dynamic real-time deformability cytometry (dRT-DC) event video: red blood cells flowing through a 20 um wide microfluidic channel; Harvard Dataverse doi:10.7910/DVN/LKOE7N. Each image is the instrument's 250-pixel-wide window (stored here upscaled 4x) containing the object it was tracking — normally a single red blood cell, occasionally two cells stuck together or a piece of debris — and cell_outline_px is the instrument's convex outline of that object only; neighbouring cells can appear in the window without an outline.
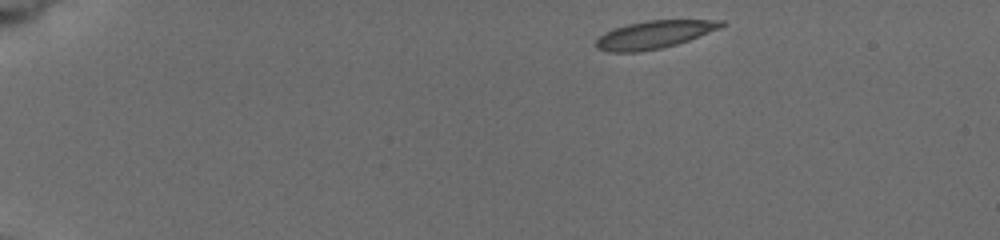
{"species": "common noctule bat (a hibernating species)", "species_latin": "Nyctalus noctula", "temperature_condition": "cold", "stored_images_in_passage": 13, "camera_frame_rate_fps": 3000, "um_per_image_px": 0.085, "animal": {"sex": "female", "body_mass_g": 19.5, "forearm_length_mm": 54.1}, "frame": {"image": 1, "passage_image": 1, "time_ms": 0.0, "image_size_px": [1000, 240], "cell_outline_px": [[728, 24], [720, 28], [688, 40], [676, 44], [660, 48], [640, 52], [608, 52], [596, 48], [596, 40], [604, 32], [612, 28], [628, 24], [648, 20], [724, 20]], "centroid_in_image_um": [55.59, 2.94], "position_along_channel_um": 29.4, "area_um2": 20.29}}
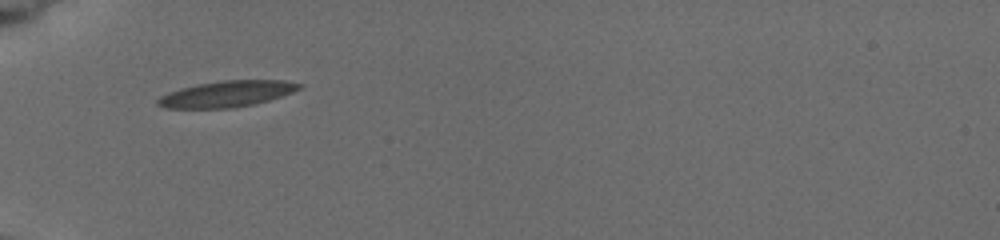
{"frame": {"image": 2, "passage_image": 8, "time_ms": 3.333, "image_size_px": [1000, 240], "cell_outline_px": [[304, 88], [268, 100], [252, 104], [232, 108], [164, 108], [156, 104], [156, 100], [160, 96], [168, 92], [180, 88], [196, 84], [224, 80], [284, 80], [304, 84]], "centroid_in_image_um": [19.27, 7.97], "position_along_channel_um": 65.7, "area_um2": 21.62}}
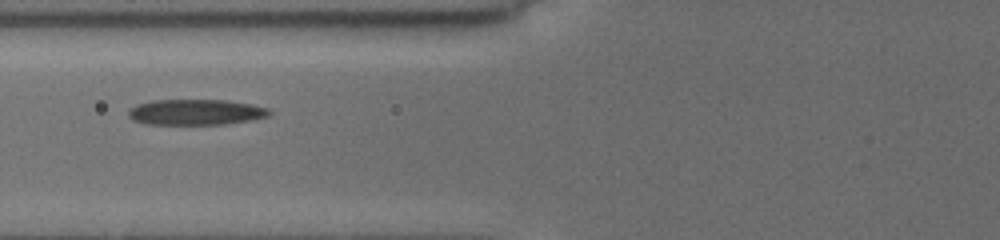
{"frame": {"image": 3, "passage_image": 11, "time_ms": 4.667, "image_size_px": [1000, 240], "cell_outline_px": [[272, 112], [268, 116], [252, 120], [224, 124], [144, 124], [132, 120], [128, 116], [128, 108], [136, 104], [152, 100], [228, 100], [252, 104], [268, 108]], "centroid_in_image_um": [16.61, 9.53], "position_along_channel_um": 109.2, "area_um2": 21.33}}